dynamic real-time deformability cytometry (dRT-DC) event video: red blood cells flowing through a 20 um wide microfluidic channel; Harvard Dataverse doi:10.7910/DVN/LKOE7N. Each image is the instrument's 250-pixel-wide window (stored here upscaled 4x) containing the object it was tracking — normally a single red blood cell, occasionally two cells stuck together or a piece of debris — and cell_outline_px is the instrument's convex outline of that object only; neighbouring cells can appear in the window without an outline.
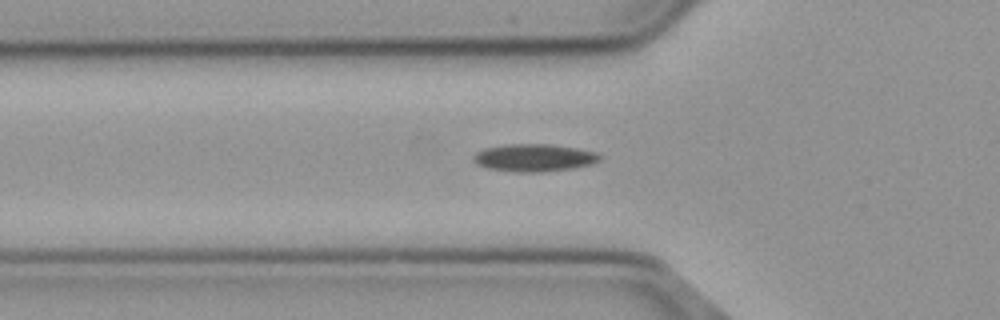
{"species": "common noctule bat (a hibernating species)", "species_latin": "Nyctalus noctula", "temperature_condition": "cold", "stored_images_in_passage": 45, "segment_of_instrument_passage": [1, 2], "camera_frame_rate_fps": 3000, "um_per_image_px": 0.085, "animal": {"sex": "male", "body_mass_g": 23.1, "forearm_length_mm": 52.7}, "frame": {"image": 1, "passage_image": 7, "time_ms": 2.0, "image_size_px": [1000, 320], "cell_outline_px": [[600, 160], [588, 164], [572, 168], [540, 172], [516, 172], [488, 168], [476, 164], [472, 160], [472, 156], [476, 152], [484, 148], [508, 144], [548, 144], [576, 148], [596, 152], [600, 156]], "centroid_in_image_um": [45.33, 13.4], "position_along_channel_um": 80.5, "area_um2": 20.11}}
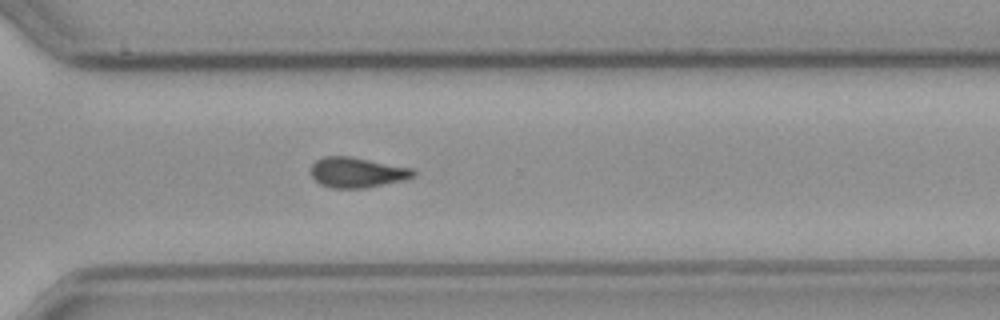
{"frame": {"image": 2, "passage_image": 28, "time_ms": 9.0, "image_size_px": [1000, 320], "cell_outline_px": [[416, 176], [400, 180], [364, 188], [332, 188], [320, 184], [312, 176], [312, 164], [316, 160], [324, 156], [348, 156], [412, 168], [416, 172]], "centroid_in_image_um": [30.33, 14.65], "position_along_channel_um": 340.3, "area_um2": 17.74}}
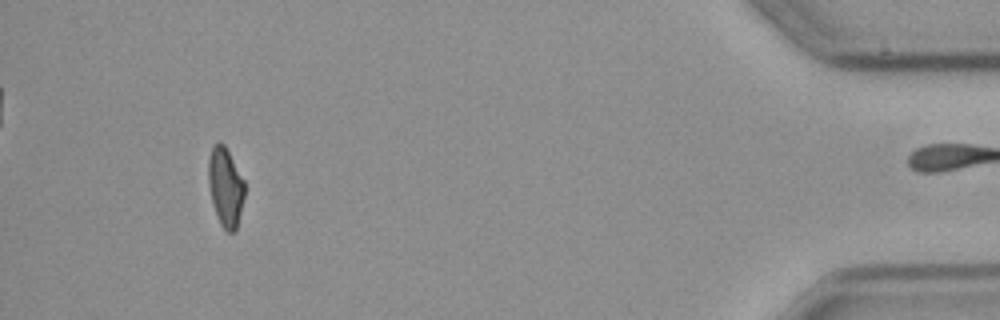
{"frame": {"image": 3, "passage_image": 40, "time_ms": 13.0, "image_size_px": [1000, 320], "cell_outline_px": [[244, 196], [236, 228], [232, 232], [228, 232], [220, 224], [212, 200], [208, 184], [208, 160], [212, 144], [216, 140], [220, 140], [224, 144], [244, 180]], "centroid_in_image_um": [19.14, 15.81], "position_along_channel_um": 416.1, "area_um2": 16.53}}